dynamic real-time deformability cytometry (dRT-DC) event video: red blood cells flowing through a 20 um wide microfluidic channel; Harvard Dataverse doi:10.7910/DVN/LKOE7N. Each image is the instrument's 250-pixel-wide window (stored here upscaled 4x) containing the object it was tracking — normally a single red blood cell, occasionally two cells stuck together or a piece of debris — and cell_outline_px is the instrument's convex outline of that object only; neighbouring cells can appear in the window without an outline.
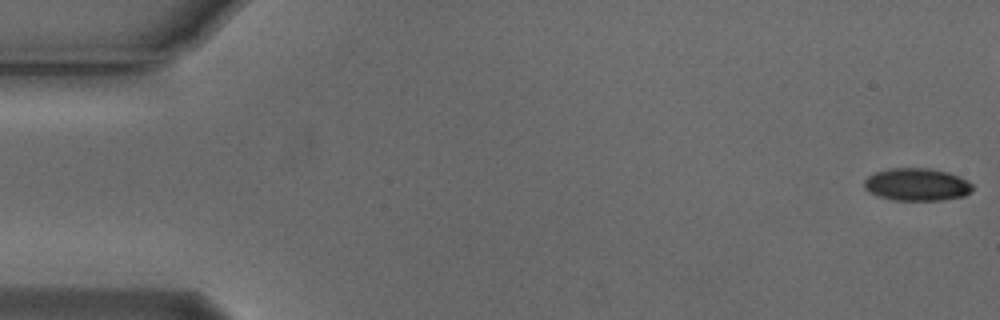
{"species": "Egyptian fruit bat (a non-hibernating species)", "species_latin": "Rousettus aegyptiacus", "temperature_condition": "cold", "stored_images_in_passage": 6, "camera_frame_rate_fps": 3000, "um_per_image_px": 0.085, "animal": {"sex": "male"}, "frame": {"image": 1, "passage_image": 1, "time_ms": 0.0, "image_size_px": [1000, 320], "cell_outline_px": [[972, 192], [964, 196], [940, 200], [892, 200], [880, 196], [864, 188], [864, 180], [868, 176], [876, 172], [888, 168], [928, 168], [948, 172], [968, 180], [972, 184]], "centroid_in_image_um": [77.95, 15.68], "position_along_channel_um": 7.0, "area_um2": 20.52}}